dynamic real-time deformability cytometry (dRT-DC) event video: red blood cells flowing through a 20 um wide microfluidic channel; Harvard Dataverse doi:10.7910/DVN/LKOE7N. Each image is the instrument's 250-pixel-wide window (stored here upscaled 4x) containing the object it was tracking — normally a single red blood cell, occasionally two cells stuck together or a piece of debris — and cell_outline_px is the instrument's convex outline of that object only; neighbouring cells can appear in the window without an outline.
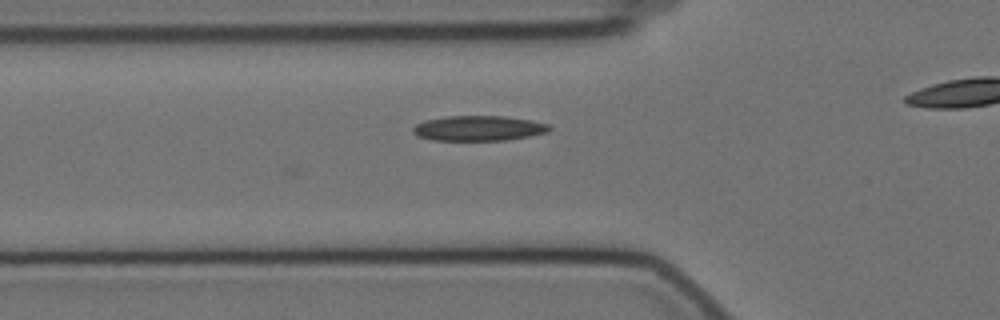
{"species": "Egyptian fruit bat (a non-hibernating species)", "species_latin": "Rousettus aegyptiacus", "temperature_condition": "cold", "stored_images_in_passage": 15, "camera_frame_rate_fps": 3000, "um_per_image_px": 0.085, "animal": {"sex": "female"}, "frame": {"image": 1, "passage_image": 15, "time_ms": 4.667, "image_size_px": [1000, 320], "cell_outline_px": [[552, 128], [548, 132], [528, 136], [504, 140], [432, 140], [420, 136], [412, 132], [412, 128], [416, 124], [424, 120], [448, 116], [504, 116], [532, 120], [548, 124]], "centroid_in_image_um": [40.68, 10.89], "position_along_channel_um": 85.1, "area_um2": 19.88}}